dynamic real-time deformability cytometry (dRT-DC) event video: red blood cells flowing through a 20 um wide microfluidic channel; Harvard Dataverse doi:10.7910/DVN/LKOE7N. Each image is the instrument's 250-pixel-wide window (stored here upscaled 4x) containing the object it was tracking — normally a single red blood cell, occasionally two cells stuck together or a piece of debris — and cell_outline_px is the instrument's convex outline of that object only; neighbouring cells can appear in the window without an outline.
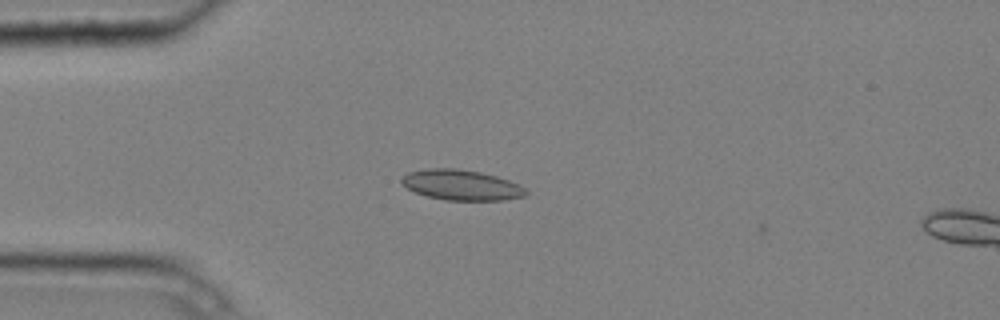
{"species": "common noctule bat (a hibernating species)", "species_latin": "Nyctalus noctula", "temperature_condition": "cold", "stored_images_in_passage": 4, "camera_frame_rate_fps": 3000, "um_per_image_px": 0.085, "animal": {"sex": "male", "body_mass_g": 20.4}, "frame": {"image": 1, "passage_image": 3, "time_ms": 0.667, "image_size_px": [1000, 320], "cell_outline_px": [[528, 196], [504, 200], [444, 200], [428, 196], [416, 192], [400, 184], [400, 180], [408, 172], [424, 168], [456, 168], [480, 172], [496, 176], [508, 180], [524, 188], [528, 192]], "centroid_in_image_um": [39.2, 15.72], "position_along_channel_um": 45.8, "area_um2": 22.02}}